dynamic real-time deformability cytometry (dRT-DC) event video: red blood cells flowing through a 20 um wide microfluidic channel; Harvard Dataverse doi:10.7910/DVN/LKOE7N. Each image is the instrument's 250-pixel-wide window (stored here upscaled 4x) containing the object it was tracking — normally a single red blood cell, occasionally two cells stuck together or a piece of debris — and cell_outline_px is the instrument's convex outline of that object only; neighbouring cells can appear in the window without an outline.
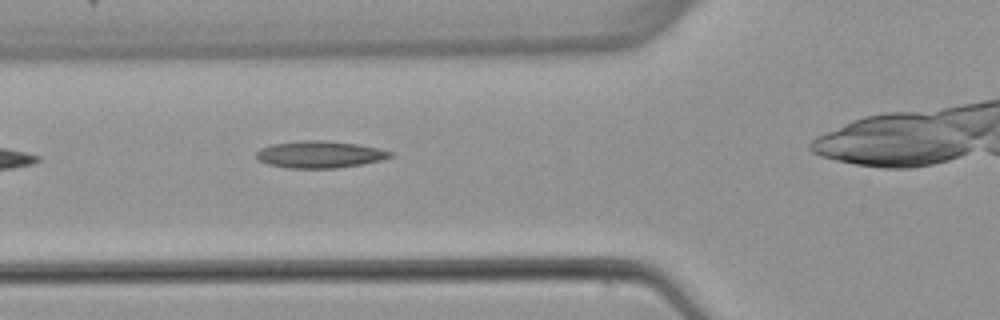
{"species": "common noctule bat (a hibernating species)", "species_latin": "Nyctalus noctula", "temperature_condition": "warm", "stored_images_in_passage": 3, "camera_frame_rate_fps": 3000, "um_per_image_px": 0.085, "animal": {"sex": "female", "body_mass_g": 22.7, "forearm_length_mm": 54.2}, "frame": {"image": 1, "passage_image": 2, "time_ms": 1.333, "image_size_px": [1000, 320], "cell_outline_px": [[396, 156], [364, 164], [336, 168], [288, 168], [268, 164], [260, 160], [256, 156], [256, 152], [260, 148], [272, 144], [304, 140], [324, 140], [356, 144], [380, 148], [392, 152]], "centroid_in_image_um": [27.21, 13.13], "position_along_channel_um": 98.6, "area_um2": 21.1}}